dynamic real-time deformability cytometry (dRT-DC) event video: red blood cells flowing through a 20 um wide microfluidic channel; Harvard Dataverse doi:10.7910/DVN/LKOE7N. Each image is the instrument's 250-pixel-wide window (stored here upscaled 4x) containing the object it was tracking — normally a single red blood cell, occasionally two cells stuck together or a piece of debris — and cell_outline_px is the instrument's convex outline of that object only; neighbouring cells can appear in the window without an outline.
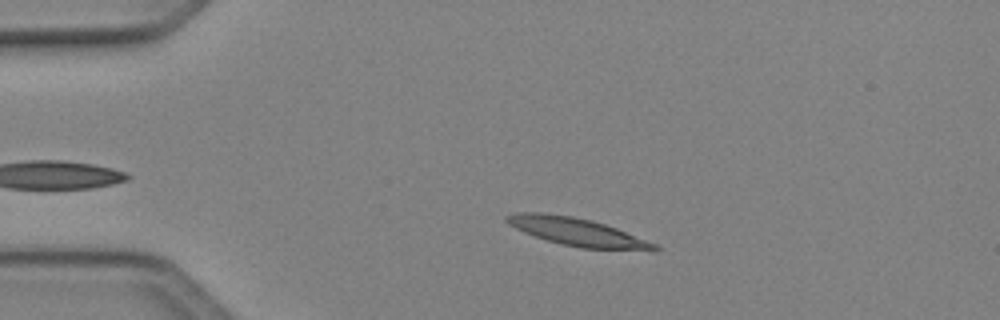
{"species": "Egyptian fruit bat (a non-hibernating species)", "species_latin": "Rousettus aegyptiacus", "temperature_condition": "cold", "stored_images_in_passage": 43, "camera_frame_rate_fps": 3000, "um_per_image_px": 0.085, "animal": {"sex": "female"}, "frame": {"image": 1, "passage_image": 9, "time_ms": 2.667, "image_size_px": [1000, 320], "cell_outline_px": [[660, 248], [656, 252], [580, 248], [548, 240], [524, 232], [508, 224], [504, 220], [504, 216], [516, 212], [544, 212], [572, 216], [592, 220], [616, 228], [656, 244]], "centroid_in_image_um": [49.1, 19.72], "position_along_channel_um": 35.9, "area_um2": 24.22}}
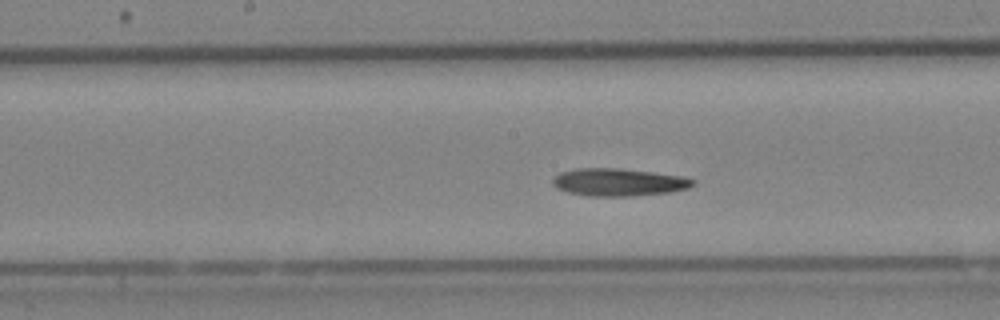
{"frame": {"image": 2, "passage_image": 24, "time_ms": 7.667, "image_size_px": [1000, 320], "cell_outline_px": [[696, 184], [688, 188], [668, 192], [632, 196], [588, 196], [568, 192], [556, 188], [552, 184], [552, 180], [560, 172], [576, 168], [616, 168], [652, 172], [680, 176], [696, 180]], "centroid_in_image_um": [52.56, 15.49], "position_along_channel_um": 195.6, "area_um2": 22.48}}
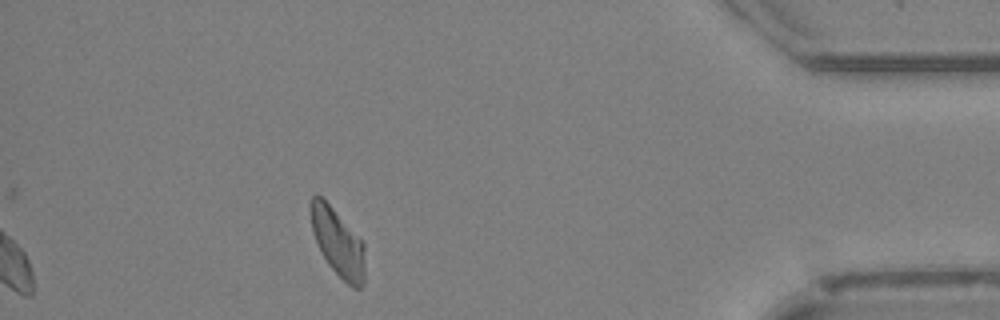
{"frame": {"image": 3, "passage_image": 43, "time_ms": 14.0, "image_size_px": [1000, 320], "cell_outline_px": [[364, 280], [360, 288], [352, 288], [328, 264], [316, 240], [312, 228], [308, 208], [308, 204], [312, 196], [316, 192], [332, 208], [364, 244]], "centroid_in_image_um": [28.68, 20.58], "position_along_channel_um": 406.5, "area_um2": 20.87}, "authors_computed_cell_mechanics": {"area_um2": 22.6576, "velocity_mm_per_s": 4.0595, "shape_relaxation_time_tau1_ms": 11.2465, "shape_relaxation_time_tau2_ms": null, "deformation_change_tau1": 0.2551, "deformation_change_tau2": null}}